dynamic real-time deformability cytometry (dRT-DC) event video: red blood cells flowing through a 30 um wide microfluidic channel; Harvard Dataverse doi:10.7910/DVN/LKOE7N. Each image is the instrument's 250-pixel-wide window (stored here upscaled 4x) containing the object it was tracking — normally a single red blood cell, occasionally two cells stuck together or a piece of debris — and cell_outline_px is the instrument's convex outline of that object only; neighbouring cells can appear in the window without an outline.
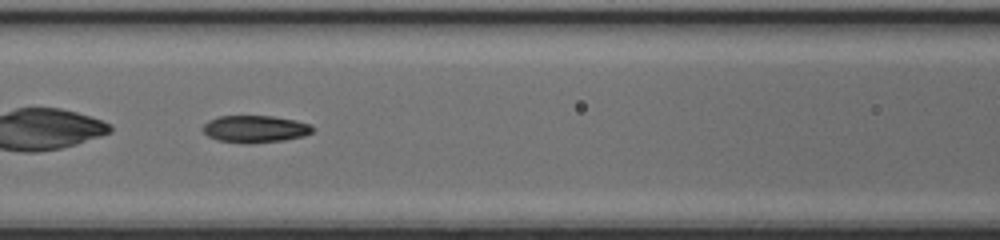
{"species": "common noctule bat (a hibernating species)", "species_latin": "Nyctalus noctula", "temperature_condition": "cold", "stored_images_in_passage": 46, "camera_frame_rate_fps": 3000, "um_per_image_px": 0.085, "animal": {"sex": "female", "body_mass_g": 17.0, "forearm_length_mm": 48.0}, "frame": {"image": 1, "passage_image": 21, "time_ms": 6.667, "image_size_px": [1000, 240], "cell_outline_px": [[312, 132], [304, 136], [284, 140], [248, 144], [216, 140], [208, 136], [204, 132], [204, 124], [208, 120], [220, 116], [272, 116], [296, 120], [308, 124], [312, 128]], "centroid_in_image_um": [21.66, 10.97], "position_along_channel_um": 144.9, "area_um2": 17.28}}
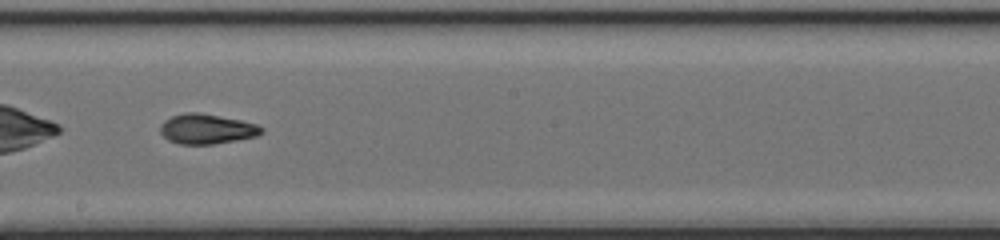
{"frame": {"image": 2, "passage_image": 27, "time_ms": 8.667, "image_size_px": [1000, 240], "cell_outline_px": [[264, 132], [256, 136], [236, 140], [212, 144], [180, 144], [168, 140], [160, 132], [160, 124], [164, 120], [172, 116], [184, 112], [200, 112], [240, 120], [256, 124], [264, 128]], "centroid_in_image_um": [17.56, 10.95], "position_along_channel_um": 230.6, "area_um2": 17.69}}
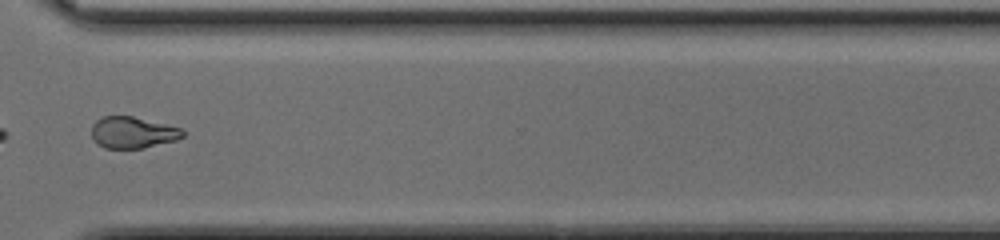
{"frame": {"image": 3, "passage_image": 36, "time_ms": 11.667, "image_size_px": [1000, 240], "cell_outline_px": [[184, 136], [176, 140], [144, 148], [104, 148], [96, 144], [92, 136], [92, 124], [96, 120], [104, 116], [132, 116], [180, 128], [184, 132]], "centroid_in_image_um": [11.25, 11.27], "position_along_channel_um": 359.4, "area_um2": 16.65}, "authors_computed_cell_mechanics": {"area_um2": 18.0047, "velocity_mm_per_s": 4.3011, "shape_relaxation_time_tau1_ms": 4.783, "shape_relaxation_time_tau2_ms": 4.4617, "deformation_change_tau1": 0.1826, "deformation_change_tau2": 0.1218}}